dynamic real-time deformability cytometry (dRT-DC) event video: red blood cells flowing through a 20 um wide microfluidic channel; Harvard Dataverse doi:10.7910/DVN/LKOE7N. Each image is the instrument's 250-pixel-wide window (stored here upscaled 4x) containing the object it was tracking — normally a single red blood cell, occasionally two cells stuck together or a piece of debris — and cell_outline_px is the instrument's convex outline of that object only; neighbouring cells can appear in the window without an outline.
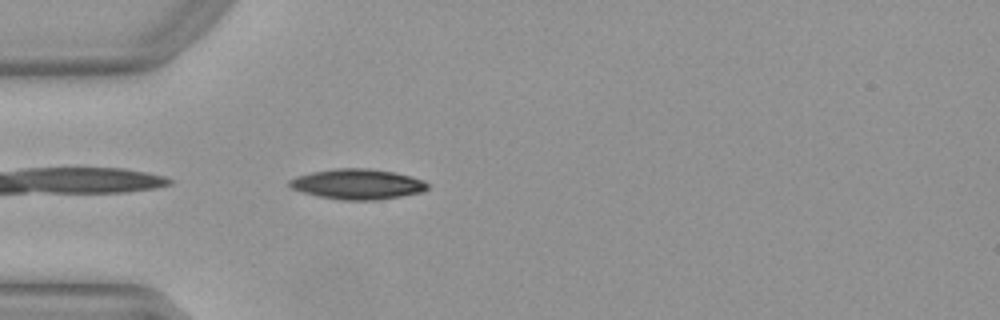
{"species": "Egyptian fruit bat (a non-hibernating species)", "species_latin": "Rousettus aegyptiacus", "temperature_condition": "warm", "stored_images_in_passage": 38, "camera_frame_rate_fps": 3000, "um_per_image_px": 0.085, "animal": {"sex": "female"}, "frame": {"image": 1, "passage_image": 2, "time_ms": 0.333, "image_size_px": [1000, 320], "cell_outline_px": [[428, 188], [424, 192], [380, 200], [340, 200], [320, 196], [304, 192], [292, 188], [288, 184], [288, 180], [296, 176], [312, 172], [336, 168], [368, 168], [392, 172], [412, 176], [424, 180], [428, 184]], "centroid_in_image_um": [30.42, 15.65], "position_along_channel_um": 54.6, "area_um2": 24.45}}
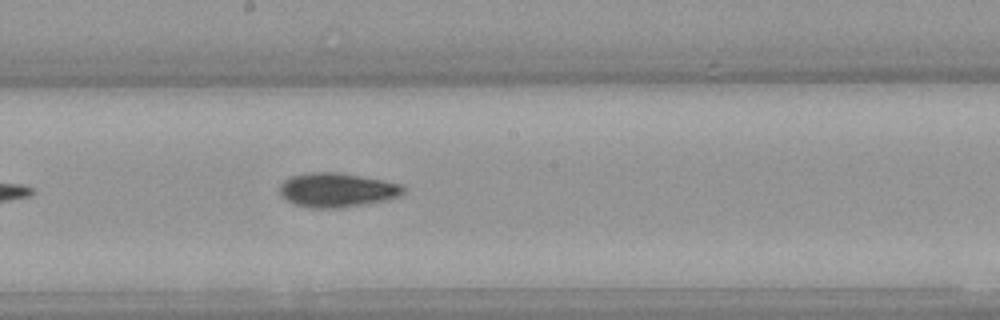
{"frame": {"image": 2, "passage_image": 15, "time_ms": 4.667, "image_size_px": [1000, 320], "cell_outline_px": [[404, 192], [400, 196], [388, 200], [368, 204], [344, 208], [308, 208], [292, 204], [284, 200], [280, 196], [280, 184], [284, 180], [292, 176], [308, 172], [340, 172], [400, 184], [404, 188]], "centroid_in_image_um": [28.6, 16.17], "position_along_channel_um": 219.6, "area_um2": 25.03}}
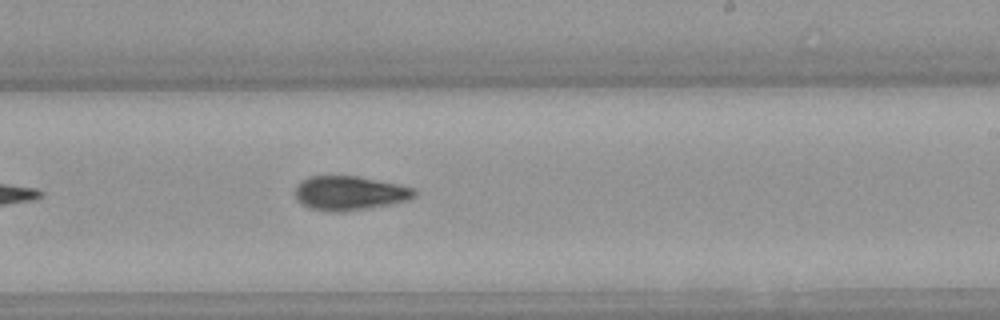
{"frame": {"image": 3, "passage_image": 18, "time_ms": 5.667, "image_size_px": [1000, 320], "cell_outline_px": [[416, 196], [408, 200], [388, 204], [340, 212], [332, 212], [308, 208], [296, 200], [296, 184], [300, 180], [308, 176], [360, 176], [416, 188]], "centroid_in_image_um": [29.68, 16.4], "position_along_channel_um": 259.3, "area_um2": 23.81}, "authors_computed_cell_mechanics": {"area_um2": 23.2934, "velocity_mm_per_s": 3.9916, "shape_relaxation_time_tau1_ms": 4.6957, "shape_relaxation_time_tau2_ms": null, "deformation_change_tau1": 0.1695, "deformation_change_tau2": null}}